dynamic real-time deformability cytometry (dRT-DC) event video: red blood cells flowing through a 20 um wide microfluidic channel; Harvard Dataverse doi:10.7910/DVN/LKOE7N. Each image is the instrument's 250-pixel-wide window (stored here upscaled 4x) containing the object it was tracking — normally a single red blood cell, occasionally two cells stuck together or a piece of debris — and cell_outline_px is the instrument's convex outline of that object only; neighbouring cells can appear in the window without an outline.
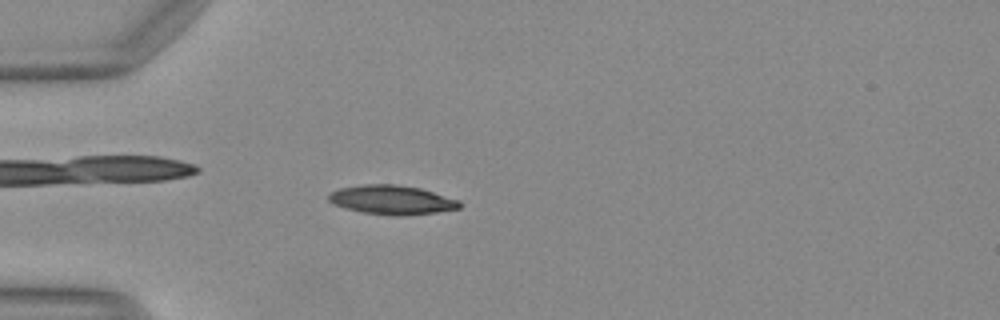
{"species": "Egyptian fruit bat (a non-hibernating species)", "species_latin": "Rousettus aegyptiacus", "temperature_condition": "warm", "stored_images_in_passage": 44, "camera_frame_rate_fps": 3000, "um_per_image_px": 0.085, "animal": {"sex": "female"}, "frame": {"image": 1, "passage_image": 9, "time_ms": 2.667, "image_size_px": [1000, 320], "cell_outline_px": [[460, 208], [436, 212], [400, 216], [364, 212], [344, 208], [332, 204], [328, 200], [328, 196], [332, 192], [340, 188], [364, 184], [396, 184], [420, 188], [460, 200]], "centroid_in_image_um": [33.3, 16.98], "position_along_channel_um": 51.7, "area_um2": 22.08}}
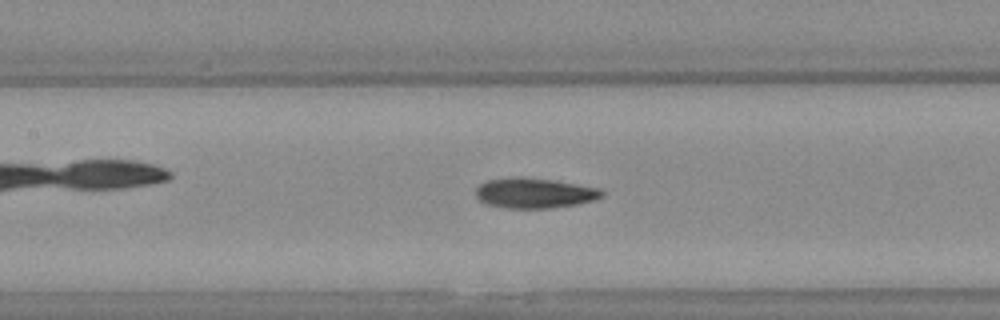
{"frame": {"image": 2, "passage_image": 18, "time_ms": 5.667, "image_size_px": [1000, 320], "cell_outline_px": [[604, 196], [592, 200], [576, 204], [552, 208], [500, 208], [484, 204], [476, 196], [476, 188], [480, 184], [488, 180], [516, 176], [552, 180], [600, 188], [604, 192]], "centroid_in_image_um": [45.39, 16.42], "position_along_channel_um": 162.0, "area_um2": 22.25}}
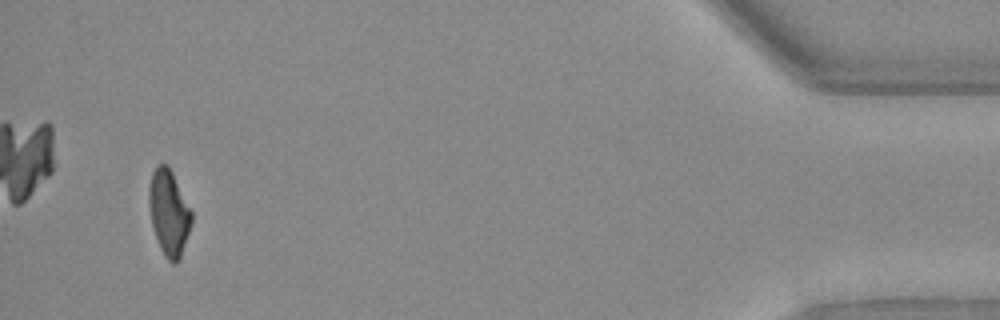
{"frame": {"image": 3, "passage_image": 42, "time_ms": 13.667, "image_size_px": [1000, 320], "cell_outline_px": [[192, 220], [180, 260], [176, 264], [172, 264], [164, 256], [160, 248], [152, 224], [148, 200], [148, 192], [152, 172], [160, 164], [168, 164], [192, 212]], "centroid_in_image_um": [14.35, 18.1], "position_along_channel_um": 420.8, "area_um2": 21.04}, "authors_computed_cell_mechanics": {"area_um2": 21.8773, "velocity_mm_per_s": 4.1562, "shape_relaxation_time_tau1_ms": 8.6152, "shape_relaxation_time_tau2_ms": 3.1012, "deformation_change_tau1": 0.2628, "deformation_change_tau2": 0.1123}}